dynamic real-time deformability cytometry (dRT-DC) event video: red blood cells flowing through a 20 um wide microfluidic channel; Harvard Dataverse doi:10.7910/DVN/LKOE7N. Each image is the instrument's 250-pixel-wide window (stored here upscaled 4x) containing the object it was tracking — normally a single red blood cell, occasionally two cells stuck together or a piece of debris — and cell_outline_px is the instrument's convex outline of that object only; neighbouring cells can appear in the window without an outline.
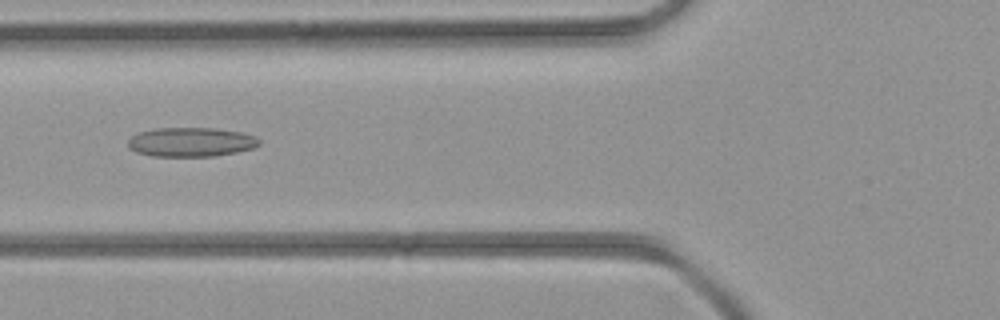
{"species": "common noctule bat (a hibernating species)", "species_latin": "Nyctalus noctula", "temperature_condition": "room temperature", "stored_images_in_passage": 39, "camera_frame_rate_fps": 3000, "um_per_image_px": 0.085, "animal": {"sex": "female", "body_mass_g": 21.9}, "frame": {"image": 1, "passage_image": 11, "time_ms": 3.333, "image_size_px": [1000, 320], "cell_outline_px": [[260, 144], [252, 148], [236, 152], [216, 156], [152, 156], [136, 152], [128, 148], [128, 140], [132, 136], [140, 132], [156, 128], [216, 128], [240, 132], [256, 136], [260, 140]], "centroid_in_image_um": [16.23, 12.07], "position_along_channel_um": 109.6, "area_um2": 22.37}}
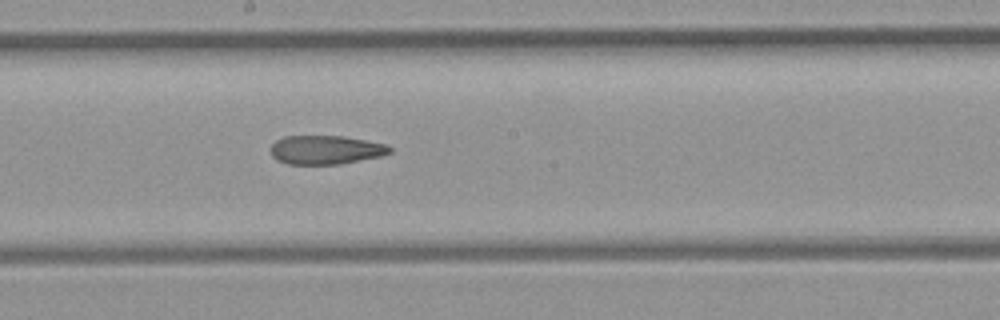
{"frame": {"image": 2, "passage_image": 18, "time_ms": 5.667, "image_size_px": [1000, 320], "cell_outline_px": [[392, 152], [380, 156], [340, 164], [288, 164], [276, 160], [272, 156], [272, 144], [276, 140], [284, 136], [344, 136], [384, 144], [392, 148]], "centroid_in_image_um": [27.67, 12.74], "position_along_channel_um": 220.5, "area_um2": 19.88}}
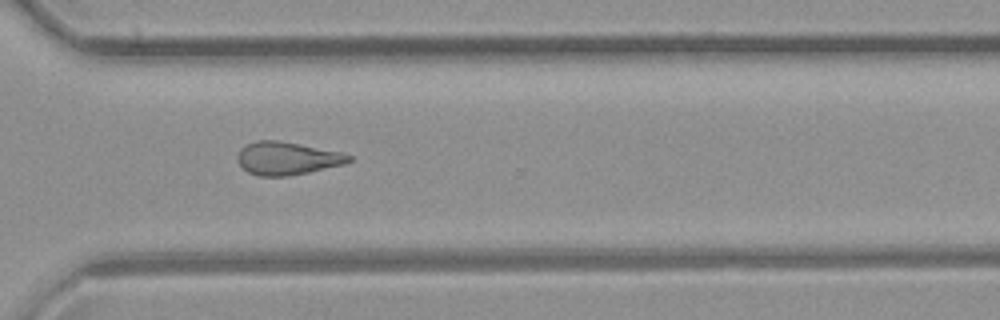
{"frame": {"image": 3, "passage_image": 26, "time_ms": 8.333, "image_size_px": [1000, 320], "cell_outline_px": [[352, 160], [344, 164], [308, 172], [288, 176], [260, 176], [248, 172], [236, 160], [240, 148], [256, 140], [276, 140], [340, 152], [352, 156]], "centroid_in_image_um": [24.38, 13.46], "position_along_channel_um": 346.2, "area_um2": 21.1}}